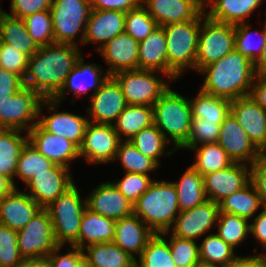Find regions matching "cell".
Returning <instances> with one entry per match:
<instances>
[{
  "label": "cell",
  "mask_w": 266,
  "mask_h": 267,
  "mask_svg": "<svg viewBox=\"0 0 266 267\" xmlns=\"http://www.w3.org/2000/svg\"><path fill=\"white\" fill-rule=\"evenodd\" d=\"M82 53L80 47L72 44L53 43L39 47L28 59L24 86L39 92L45 99H52Z\"/></svg>",
  "instance_id": "obj_1"
},
{
  "label": "cell",
  "mask_w": 266,
  "mask_h": 267,
  "mask_svg": "<svg viewBox=\"0 0 266 267\" xmlns=\"http://www.w3.org/2000/svg\"><path fill=\"white\" fill-rule=\"evenodd\" d=\"M198 73L204 74L201 91L231 101L248 96L255 78L254 64L235 49Z\"/></svg>",
  "instance_id": "obj_2"
},
{
  "label": "cell",
  "mask_w": 266,
  "mask_h": 267,
  "mask_svg": "<svg viewBox=\"0 0 266 267\" xmlns=\"http://www.w3.org/2000/svg\"><path fill=\"white\" fill-rule=\"evenodd\" d=\"M180 209L173 182L154 180L134 203V214L155 234L169 231Z\"/></svg>",
  "instance_id": "obj_3"
},
{
  "label": "cell",
  "mask_w": 266,
  "mask_h": 267,
  "mask_svg": "<svg viewBox=\"0 0 266 267\" xmlns=\"http://www.w3.org/2000/svg\"><path fill=\"white\" fill-rule=\"evenodd\" d=\"M154 125L166 140L180 150L188 141L191 131L192 111L189 98L170 87L153 105Z\"/></svg>",
  "instance_id": "obj_4"
},
{
  "label": "cell",
  "mask_w": 266,
  "mask_h": 267,
  "mask_svg": "<svg viewBox=\"0 0 266 267\" xmlns=\"http://www.w3.org/2000/svg\"><path fill=\"white\" fill-rule=\"evenodd\" d=\"M166 35L168 76L171 82L189 69L195 70L201 14L190 21L162 26Z\"/></svg>",
  "instance_id": "obj_5"
},
{
  "label": "cell",
  "mask_w": 266,
  "mask_h": 267,
  "mask_svg": "<svg viewBox=\"0 0 266 267\" xmlns=\"http://www.w3.org/2000/svg\"><path fill=\"white\" fill-rule=\"evenodd\" d=\"M86 208V197H81L75 183L46 207L59 246L78 248L79 230Z\"/></svg>",
  "instance_id": "obj_6"
},
{
  "label": "cell",
  "mask_w": 266,
  "mask_h": 267,
  "mask_svg": "<svg viewBox=\"0 0 266 267\" xmlns=\"http://www.w3.org/2000/svg\"><path fill=\"white\" fill-rule=\"evenodd\" d=\"M91 11L89 0H53L50 12L55 43L72 44L78 47H80L79 44L83 45L85 28Z\"/></svg>",
  "instance_id": "obj_7"
},
{
  "label": "cell",
  "mask_w": 266,
  "mask_h": 267,
  "mask_svg": "<svg viewBox=\"0 0 266 267\" xmlns=\"http://www.w3.org/2000/svg\"><path fill=\"white\" fill-rule=\"evenodd\" d=\"M112 77L120 85L129 105L153 106L170 87V83L167 82L168 79L170 81V77L158 71L123 70L116 72ZM163 77L166 78V82L162 79Z\"/></svg>",
  "instance_id": "obj_8"
},
{
  "label": "cell",
  "mask_w": 266,
  "mask_h": 267,
  "mask_svg": "<svg viewBox=\"0 0 266 267\" xmlns=\"http://www.w3.org/2000/svg\"><path fill=\"white\" fill-rule=\"evenodd\" d=\"M234 44V25L213 20L202 12L195 71L199 72L202 68L232 52L235 49Z\"/></svg>",
  "instance_id": "obj_9"
},
{
  "label": "cell",
  "mask_w": 266,
  "mask_h": 267,
  "mask_svg": "<svg viewBox=\"0 0 266 267\" xmlns=\"http://www.w3.org/2000/svg\"><path fill=\"white\" fill-rule=\"evenodd\" d=\"M44 100L39 92L23 86L0 103V128L28 132L38 122Z\"/></svg>",
  "instance_id": "obj_10"
},
{
  "label": "cell",
  "mask_w": 266,
  "mask_h": 267,
  "mask_svg": "<svg viewBox=\"0 0 266 267\" xmlns=\"http://www.w3.org/2000/svg\"><path fill=\"white\" fill-rule=\"evenodd\" d=\"M17 246L24 260L48 257L59 247L46 208H42L28 224L17 232Z\"/></svg>",
  "instance_id": "obj_11"
},
{
  "label": "cell",
  "mask_w": 266,
  "mask_h": 267,
  "mask_svg": "<svg viewBox=\"0 0 266 267\" xmlns=\"http://www.w3.org/2000/svg\"><path fill=\"white\" fill-rule=\"evenodd\" d=\"M120 141L112 124L89 122L79 147V156L89 164L113 163Z\"/></svg>",
  "instance_id": "obj_12"
},
{
  "label": "cell",
  "mask_w": 266,
  "mask_h": 267,
  "mask_svg": "<svg viewBox=\"0 0 266 267\" xmlns=\"http://www.w3.org/2000/svg\"><path fill=\"white\" fill-rule=\"evenodd\" d=\"M219 212V204L206 200L194 208L180 211L169 232L174 236L198 241L212 228L216 229Z\"/></svg>",
  "instance_id": "obj_13"
},
{
  "label": "cell",
  "mask_w": 266,
  "mask_h": 267,
  "mask_svg": "<svg viewBox=\"0 0 266 267\" xmlns=\"http://www.w3.org/2000/svg\"><path fill=\"white\" fill-rule=\"evenodd\" d=\"M53 99H45L40 107L38 123L48 132L63 136L71 140L78 147L82 145L86 127L89 123V118L86 116L77 115L73 112L59 111L60 105ZM51 111V115H45L42 112L44 107Z\"/></svg>",
  "instance_id": "obj_14"
},
{
  "label": "cell",
  "mask_w": 266,
  "mask_h": 267,
  "mask_svg": "<svg viewBox=\"0 0 266 267\" xmlns=\"http://www.w3.org/2000/svg\"><path fill=\"white\" fill-rule=\"evenodd\" d=\"M87 107L89 122L113 124L128 105L117 81L109 76L101 87L91 95Z\"/></svg>",
  "instance_id": "obj_15"
},
{
  "label": "cell",
  "mask_w": 266,
  "mask_h": 267,
  "mask_svg": "<svg viewBox=\"0 0 266 267\" xmlns=\"http://www.w3.org/2000/svg\"><path fill=\"white\" fill-rule=\"evenodd\" d=\"M208 200L219 204L251 181V166L233 162L227 168L203 176Z\"/></svg>",
  "instance_id": "obj_16"
},
{
  "label": "cell",
  "mask_w": 266,
  "mask_h": 267,
  "mask_svg": "<svg viewBox=\"0 0 266 267\" xmlns=\"http://www.w3.org/2000/svg\"><path fill=\"white\" fill-rule=\"evenodd\" d=\"M28 142L44 157L68 169L79 158V147L71 140L46 131L38 122L27 132Z\"/></svg>",
  "instance_id": "obj_17"
},
{
  "label": "cell",
  "mask_w": 266,
  "mask_h": 267,
  "mask_svg": "<svg viewBox=\"0 0 266 267\" xmlns=\"http://www.w3.org/2000/svg\"><path fill=\"white\" fill-rule=\"evenodd\" d=\"M217 143L226 151L232 162L252 165L262 155L235 117L229 113L220 125Z\"/></svg>",
  "instance_id": "obj_18"
},
{
  "label": "cell",
  "mask_w": 266,
  "mask_h": 267,
  "mask_svg": "<svg viewBox=\"0 0 266 267\" xmlns=\"http://www.w3.org/2000/svg\"><path fill=\"white\" fill-rule=\"evenodd\" d=\"M70 173V169L55 164L47 172L30 179L25 184L26 192L42 208H46L75 183Z\"/></svg>",
  "instance_id": "obj_19"
},
{
  "label": "cell",
  "mask_w": 266,
  "mask_h": 267,
  "mask_svg": "<svg viewBox=\"0 0 266 267\" xmlns=\"http://www.w3.org/2000/svg\"><path fill=\"white\" fill-rule=\"evenodd\" d=\"M84 56L77 60L75 67L65 79L60 91L52 98L60 103L65 101L67 93L72 92L74 97L82 98L91 88L92 93L88 97L90 99L101 85L110 76L106 69H102L101 65L84 61ZM105 70V71H104Z\"/></svg>",
  "instance_id": "obj_20"
},
{
  "label": "cell",
  "mask_w": 266,
  "mask_h": 267,
  "mask_svg": "<svg viewBox=\"0 0 266 267\" xmlns=\"http://www.w3.org/2000/svg\"><path fill=\"white\" fill-rule=\"evenodd\" d=\"M89 193V196H86L87 208L99 215L116 221L134 213V205L112 181L100 183Z\"/></svg>",
  "instance_id": "obj_21"
},
{
  "label": "cell",
  "mask_w": 266,
  "mask_h": 267,
  "mask_svg": "<svg viewBox=\"0 0 266 267\" xmlns=\"http://www.w3.org/2000/svg\"><path fill=\"white\" fill-rule=\"evenodd\" d=\"M230 113L241 125L253 144L260 150L261 155L264 156L266 110L248 95L232 100Z\"/></svg>",
  "instance_id": "obj_22"
},
{
  "label": "cell",
  "mask_w": 266,
  "mask_h": 267,
  "mask_svg": "<svg viewBox=\"0 0 266 267\" xmlns=\"http://www.w3.org/2000/svg\"><path fill=\"white\" fill-rule=\"evenodd\" d=\"M107 66V73L112 76L123 70L138 69L139 42L126 32L109 40L98 50Z\"/></svg>",
  "instance_id": "obj_23"
},
{
  "label": "cell",
  "mask_w": 266,
  "mask_h": 267,
  "mask_svg": "<svg viewBox=\"0 0 266 267\" xmlns=\"http://www.w3.org/2000/svg\"><path fill=\"white\" fill-rule=\"evenodd\" d=\"M125 14L117 10H93L85 28L83 44L97 43L101 49L109 40L125 32Z\"/></svg>",
  "instance_id": "obj_24"
},
{
  "label": "cell",
  "mask_w": 266,
  "mask_h": 267,
  "mask_svg": "<svg viewBox=\"0 0 266 267\" xmlns=\"http://www.w3.org/2000/svg\"><path fill=\"white\" fill-rule=\"evenodd\" d=\"M42 209L27 192L17 187L0 199V224L20 231Z\"/></svg>",
  "instance_id": "obj_25"
},
{
  "label": "cell",
  "mask_w": 266,
  "mask_h": 267,
  "mask_svg": "<svg viewBox=\"0 0 266 267\" xmlns=\"http://www.w3.org/2000/svg\"><path fill=\"white\" fill-rule=\"evenodd\" d=\"M154 234L155 233L133 213L130 216L116 220L113 242L136 259L141 255L147 242Z\"/></svg>",
  "instance_id": "obj_26"
},
{
  "label": "cell",
  "mask_w": 266,
  "mask_h": 267,
  "mask_svg": "<svg viewBox=\"0 0 266 267\" xmlns=\"http://www.w3.org/2000/svg\"><path fill=\"white\" fill-rule=\"evenodd\" d=\"M158 26L195 20L202 11L190 0H141Z\"/></svg>",
  "instance_id": "obj_27"
},
{
  "label": "cell",
  "mask_w": 266,
  "mask_h": 267,
  "mask_svg": "<svg viewBox=\"0 0 266 267\" xmlns=\"http://www.w3.org/2000/svg\"><path fill=\"white\" fill-rule=\"evenodd\" d=\"M138 69L158 71L168 75L166 35L163 27L139 42Z\"/></svg>",
  "instance_id": "obj_28"
},
{
  "label": "cell",
  "mask_w": 266,
  "mask_h": 267,
  "mask_svg": "<svg viewBox=\"0 0 266 267\" xmlns=\"http://www.w3.org/2000/svg\"><path fill=\"white\" fill-rule=\"evenodd\" d=\"M116 221L99 215L86 208L81 220L78 248L83 249L90 244L113 242Z\"/></svg>",
  "instance_id": "obj_29"
},
{
  "label": "cell",
  "mask_w": 266,
  "mask_h": 267,
  "mask_svg": "<svg viewBox=\"0 0 266 267\" xmlns=\"http://www.w3.org/2000/svg\"><path fill=\"white\" fill-rule=\"evenodd\" d=\"M82 251L86 267H136V259L114 242L90 244Z\"/></svg>",
  "instance_id": "obj_30"
},
{
  "label": "cell",
  "mask_w": 266,
  "mask_h": 267,
  "mask_svg": "<svg viewBox=\"0 0 266 267\" xmlns=\"http://www.w3.org/2000/svg\"><path fill=\"white\" fill-rule=\"evenodd\" d=\"M17 129H0V174L15 183L18 160L23 147L28 142V133Z\"/></svg>",
  "instance_id": "obj_31"
},
{
  "label": "cell",
  "mask_w": 266,
  "mask_h": 267,
  "mask_svg": "<svg viewBox=\"0 0 266 267\" xmlns=\"http://www.w3.org/2000/svg\"><path fill=\"white\" fill-rule=\"evenodd\" d=\"M263 0H213L205 12L211 19L232 25L248 23L247 18L262 4Z\"/></svg>",
  "instance_id": "obj_32"
},
{
  "label": "cell",
  "mask_w": 266,
  "mask_h": 267,
  "mask_svg": "<svg viewBox=\"0 0 266 267\" xmlns=\"http://www.w3.org/2000/svg\"><path fill=\"white\" fill-rule=\"evenodd\" d=\"M153 124V106L128 104L112 125L120 140H130L140 130Z\"/></svg>",
  "instance_id": "obj_33"
},
{
  "label": "cell",
  "mask_w": 266,
  "mask_h": 267,
  "mask_svg": "<svg viewBox=\"0 0 266 267\" xmlns=\"http://www.w3.org/2000/svg\"><path fill=\"white\" fill-rule=\"evenodd\" d=\"M261 208L264 206L251 181L219 203L220 212L235 214L250 221Z\"/></svg>",
  "instance_id": "obj_34"
},
{
  "label": "cell",
  "mask_w": 266,
  "mask_h": 267,
  "mask_svg": "<svg viewBox=\"0 0 266 267\" xmlns=\"http://www.w3.org/2000/svg\"><path fill=\"white\" fill-rule=\"evenodd\" d=\"M173 183L177 191L180 211L194 208L208 200L205 194L204 178L191 165L179 181L176 180Z\"/></svg>",
  "instance_id": "obj_35"
},
{
  "label": "cell",
  "mask_w": 266,
  "mask_h": 267,
  "mask_svg": "<svg viewBox=\"0 0 266 267\" xmlns=\"http://www.w3.org/2000/svg\"><path fill=\"white\" fill-rule=\"evenodd\" d=\"M192 118L223 123L230 113L231 100L207 94L199 89L196 96L189 98Z\"/></svg>",
  "instance_id": "obj_36"
},
{
  "label": "cell",
  "mask_w": 266,
  "mask_h": 267,
  "mask_svg": "<svg viewBox=\"0 0 266 267\" xmlns=\"http://www.w3.org/2000/svg\"><path fill=\"white\" fill-rule=\"evenodd\" d=\"M0 41L11 44L28 57L39 49L28 34L24 21L8 15L7 12L0 17Z\"/></svg>",
  "instance_id": "obj_37"
},
{
  "label": "cell",
  "mask_w": 266,
  "mask_h": 267,
  "mask_svg": "<svg viewBox=\"0 0 266 267\" xmlns=\"http://www.w3.org/2000/svg\"><path fill=\"white\" fill-rule=\"evenodd\" d=\"M139 152L152 159L160 167V157L173 155L175 149H166L170 144L163 133L153 124L140 130L129 140ZM172 150V151H171Z\"/></svg>",
  "instance_id": "obj_38"
},
{
  "label": "cell",
  "mask_w": 266,
  "mask_h": 267,
  "mask_svg": "<svg viewBox=\"0 0 266 267\" xmlns=\"http://www.w3.org/2000/svg\"><path fill=\"white\" fill-rule=\"evenodd\" d=\"M181 149L195 152V161L191 166L201 176L225 169L233 163L227 156L226 151L217 142Z\"/></svg>",
  "instance_id": "obj_39"
},
{
  "label": "cell",
  "mask_w": 266,
  "mask_h": 267,
  "mask_svg": "<svg viewBox=\"0 0 266 267\" xmlns=\"http://www.w3.org/2000/svg\"><path fill=\"white\" fill-rule=\"evenodd\" d=\"M201 264L229 267L239 256L235 249L216 233H209L199 244Z\"/></svg>",
  "instance_id": "obj_40"
},
{
  "label": "cell",
  "mask_w": 266,
  "mask_h": 267,
  "mask_svg": "<svg viewBox=\"0 0 266 267\" xmlns=\"http://www.w3.org/2000/svg\"><path fill=\"white\" fill-rule=\"evenodd\" d=\"M235 27V44L234 48L237 52L241 53L244 57L248 58L253 64L258 60L262 54L263 47L266 43V18L262 25V31L250 30L252 26L248 23H240L234 25ZM258 34L257 42L253 36Z\"/></svg>",
  "instance_id": "obj_41"
},
{
  "label": "cell",
  "mask_w": 266,
  "mask_h": 267,
  "mask_svg": "<svg viewBox=\"0 0 266 267\" xmlns=\"http://www.w3.org/2000/svg\"><path fill=\"white\" fill-rule=\"evenodd\" d=\"M136 267H176L168 238L162 233L154 234L136 259Z\"/></svg>",
  "instance_id": "obj_42"
},
{
  "label": "cell",
  "mask_w": 266,
  "mask_h": 267,
  "mask_svg": "<svg viewBox=\"0 0 266 267\" xmlns=\"http://www.w3.org/2000/svg\"><path fill=\"white\" fill-rule=\"evenodd\" d=\"M249 221L235 214L219 212L215 233L236 249L251 235Z\"/></svg>",
  "instance_id": "obj_43"
},
{
  "label": "cell",
  "mask_w": 266,
  "mask_h": 267,
  "mask_svg": "<svg viewBox=\"0 0 266 267\" xmlns=\"http://www.w3.org/2000/svg\"><path fill=\"white\" fill-rule=\"evenodd\" d=\"M119 161L123 172L150 175L159 166L150 158L144 156L129 140H121L114 159Z\"/></svg>",
  "instance_id": "obj_44"
},
{
  "label": "cell",
  "mask_w": 266,
  "mask_h": 267,
  "mask_svg": "<svg viewBox=\"0 0 266 267\" xmlns=\"http://www.w3.org/2000/svg\"><path fill=\"white\" fill-rule=\"evenodd\" d=\"M55 164L38 152L29 142L23 147L17 165L15 179L26 184L37 174L47 172Z\"/></svg>",
  "instance_id": "obj_45"
},
{
  "label": "cell",
  "mask_w": 266,
  "mask_h": 267,
  "mask_svg": "<svg viewBox=\"0 0 266 267\" xmlns=\"http://www.w3.org/2000/svg\"><path fill=\"white\" fill-rule=\"evenodd\" d=\"M162 234L169 238V248L176 267H197L201 263L196 240L174 236L169 231Z\"/></svg>",
  "instance_id": "obj_46"
},
{
  "label": "cell",
  "mask_w": 266,
  "mask_h": 267,
  "mask_svg": "<svg viewBox=\"0 0 266 267\" xmlns=\"http://www.w3.org/2000/svg\"><path fill=\"white\" fill-rule=\"evenodd\" d=\"M28 34L38 47L55 43L50 10L33 13L22 19Z\"/></svg>",
  "instance_id": "obj_47"
},
{
  "label": "cell",
  "mask_w": 266,
  "mask_h": 267,
  "mask_svg": "<svg viewBox=\"0 0 266 267\" xmlns=\"http://www.w3.org/2000/svg\"><path fill=\"white\" fill-rule=\"evenodd\" d=\"M157 28V22L142 5L125 14V32L138 42L145 40Z\"/></svg>",
  "instance_id": "obj_48"
},
{
  "label": "cell",
  "mask_w": 266,
  "mask_h": 267,
  "mask_svg": "<svg viewBox=\"0 0 266 267\" xmlns=\"http://www.w3.org/2000/svg\"><path fill=\"white\" fill-rule=\"evenodd\" d=\"M24 262L17 246V231L0 224V267H22Z\"/></svg>",
  "instance_id": "obj_49"
},
{
  "label": "cell",
  "mask_w": 266,
  "mask_h": 267,
  "mask_svg": "<svg viewBox=\"0 0 266 267\" xmlns=\"http://www.w3.org/2000/svg\"><path fill=\"white\" fill-rule=\"evenodd\" d=\"M122 179L112 180L114 186L134 205L152 183L150 175L123 172Z\"/></svg>",
  "instance_id": "obj_50"
},
{
  "label": "cell",
  "mask_w": 266,
  "mask_h": 267,
  "mask_svg": "<svg viewBox=\"0 0 266 267\" xmlns=\"http://www.w3.org/2000/svg\"><path fill=\"white\" fill-rule=\"evenodd\" d=\"M220 125L217 122L192 118L191 131L187 143L182 148H192L205 143L218 141Z\"/></svg>",
  "instance_id": "obj_51"
},
{
  "label": "cell",
  "mask_w": 266,
  "mask_h": 267,
  "mask_svg": "<svg viewBox=\"0 0 266 267\" xmlns=\"http://www.w3.org/2000/svg\"><path fill=\"white\" fill-rule=\"evenodd\" d=\"M29 57L11 44L0 41V67L24 78Z\"/></svg>",
  "instance_id": "obj_52"
},
{
  "label": "cell",
  "mask_w": 266,
  "mask_h": 267,
  "mask_svg": "<svg viewBox=\"0 0 266 267\" xmlns=\"http://www.w3.org/2000/svg\"><path fill=\"white\" fill-rule=\"evenodd\" d=\"M63 246L57 247L49 256L52 267H86L83 251L79 248L68 246L67 253L60 254Z\"/></svg>",
  "instance_id": "obj_53"
},
{
  "label": "cell",
  "mask_w": 266,
  "mask_h": 267,
  "mask_svg": "<svg viewBox=\"0 0 266 267\" xmlns=\"http://www.w3.org/2000/svg\"><path fill=\"white\" fill-rule=\"evenodd\" d=\"M53 0H10V12L8 15L23 19L33 13L50 10Z\"/></svg>",
  "instance_id": "obj_54"
},
{
  "label": "cell",
  "mask_w": 266,
  "mask_h": 267,
  "mask_svg": "<svg viewBox=\"0 0 266 267\" xmlns=\"http://www.w3.org/2000/svg\"><path fill=\"white\" fill-rule=\"evenodd\" d=\"M24 86L23 78L12 71L0 67V103Z\"/></svg>",
  "instance_id": "obj_55"
},
{
  "label": "cell",
  "mask_w": 266,
  "mask_h": 267,
  "mask_svg": "<svg viewBox=\"0 0 266 267\" xmlns=\"http://www.w3.org/2000/svg\"><path fill=\"white\" fill-rule=\"evenodd\" d=\"M251 182L266 207V156H261L251 165Z\"/></svg>",
  "instance_id": "obj_56"
},
{
  "label": "cell",
  "mask_w": 266,
  "mask_h": 267,
  "mask_svg": "<svg viewBox=\"0 0 266 267\" xmlns=\"http://www.w3.org/2000/svg\"><path fill=\"white\" fill-rule=\"evenodd\" d=\"M93 10H117L127 13L141 5V0H89Z\"/></svg>",
  "instance_id": "obj_57"
},
{
  "label": "cell",
  "mask_w": 266,
  "mask_h": 267,
  "mask_svg": "<svg viewBox=\"0 0 266 267\" xmlns=\"http://www.w3.org/2000/svg\"><path fill=\"white\" fill-rule=\"evenodd\" d=\"M250 221V234L253 235L257 243L261 244L264 254H266V207Z\"/></svg>",
  "instance_id": "obj_58"
},
{
  "label": "cell",
  "mask_w": 266,
  "mask_h": 267,
  "mask_svg": "<svg viewBox=\"0 0 266 267\" xmlns=\"http://www.w3.org/2000/svg\"><path fill=\"white\" fill-rule=\"evenodd\" d=\"M254 250V255L238 256L229 267H266V254Z\"/></svg>",
  "instance_id": "obj_59"
},
{
  "label": "cell",
  "mask_w": 266,
  "mask_h": 267,
  "mask_svg": "<svg viewBox=\"0 0 266 267\" xmlns=\"http://www.w3.org/2000/svg\"><path fill=\"white\" fill-rule=\"evenodd\" d=\"M249 95L266 110V77L255 76Z\"/></svg>",
  "instance_id": "obj_60"
},
{
  "label": "cell",
  "mask_w": 266,
  "mask_h": 267,
  "mask_svg": "<svg viewBox=\"0 0 266 267\" xmlns=\"http://www.w3.org/2000/svg\"><path fill=\"white\" fill-rule=\"evenodd\" d=\"M255 76L266 77V43L263 47L262 54L254 63Z\"/></svg>",
  "instance_id": "obj_61"
},
{
  "label": "cell",
  "mask_w": 266,
  "mask_h": 267,
  "mask_svg": "<svg viewBox=\"0 0 266 267\" xmlns=\"http://www.w3.org/2000/svg\"><path fill=\"white\" fill-rule=\"evenodd\" d=\"M16 187L13 181L5 175L0 174V199L11 193Z\"/></svg>",
  "instance_id": "obj_62"
},
{
  "label": "cell",
  "mask_w": 266,
  "mask_h": 267,
  "mask_svg": "<svg viewBox=\"0 0 266 267\" xmlns=\"http://www.w3.org/2000/svg\"><path fill=\"white\" fill-rule=\"evenodd\" d=\"M22 267H52V263L48 257H41L25 260Z\"/></svg>",
  "instance_id": "obj_63"
},
{
  "label": "cell",
  "mask_w": 266,
  "mask_h": 267,
  "mask_svg": "<svg viewBox=\"0 0 266 267\" xmlns=\"http://www.w3.org/2000/svg\"><path fill=\"white\" fill-rule=\"evenodd\" d=\"M195 6H197L202 12H206V8H210L213 0H190Z\"/></svg>",
  "instance_id": "obj_64"
},
{
  "label": "cell",
  "mask_w": 266,
  "mask_h": 267,
  "mask_svg": "<svg viewBox=\"0 0 266 267\" xmlns=\"http://www.w3.org/2000/svg\"><path fill=\"white\" fill-rule=\"evenodd\" d=\"M197 267H220V266L205 265L200 263Z\"/></svg>",
  "instance_id": "obj_65"
},
{
  "label": "cell",
  "mask_w": 266,
  "mask_h": 267,
  "mask_svg": "<svg viewBox=\"0 0 266 267\" xmlns=\"http://www.w3.org/2000/svg\"><path fill=\"white\" fill-rule=\"evenodd\" d=\"M7 11H3V9L1 8V6H0V17L3 15V14H5Z\"/></svg>",
  "instance_id": "obj_66"
},
{
  "label": "cell",
  "mask_w": 266,
  "mask_h": 267,
  "mask_svg": "<svg viewBox=\"0 0 266 267\" xmlns=\"http://www.w3.org/2000/svg\"><path fill=\"white\" fill-rule=\"evenodd\" d=\"M264 156H266V137H265V142H264Z\"/></svg>",
  "instance_id": "obj_67"
}]
</instances>
